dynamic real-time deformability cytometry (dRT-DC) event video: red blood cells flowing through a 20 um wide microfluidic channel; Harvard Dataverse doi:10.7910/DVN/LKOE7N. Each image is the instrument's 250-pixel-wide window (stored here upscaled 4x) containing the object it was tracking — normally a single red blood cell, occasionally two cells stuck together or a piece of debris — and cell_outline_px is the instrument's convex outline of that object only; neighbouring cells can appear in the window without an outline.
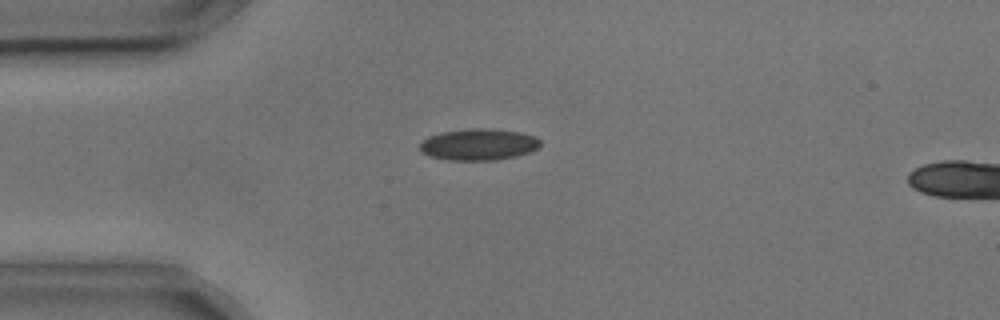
{"species": "common noctule bat (a hibernating species)", "species_latin": "Nyctalus noctula", "temperature_condition": "cold", "stored_images_in_passage": 5, "camera_frame_rate_fps": 3000, "um_per_image_px": 0.085, "animal": {"sex": "male", "body_mass_g": 17.9, "forearm_length_mm": 54.2}, "frame": {"image": 1, "passage_image": 4, "time_ms": 1.0, "image_size_px": [1000, 320], "cell_outline_px": [[540, 148], [516, 156], [492, 160], [448, 160], [432, 156], [424, 152], [420, 148], [420, 144], [428, 136], [440, 132], [472, 128], [492, 128], [520, 132], [536, 136], [540, 140]], "centroid_in_image_um": [40.72, 12.26], "position_along_channel_um": 44.3, "area_um2": 22.08}}